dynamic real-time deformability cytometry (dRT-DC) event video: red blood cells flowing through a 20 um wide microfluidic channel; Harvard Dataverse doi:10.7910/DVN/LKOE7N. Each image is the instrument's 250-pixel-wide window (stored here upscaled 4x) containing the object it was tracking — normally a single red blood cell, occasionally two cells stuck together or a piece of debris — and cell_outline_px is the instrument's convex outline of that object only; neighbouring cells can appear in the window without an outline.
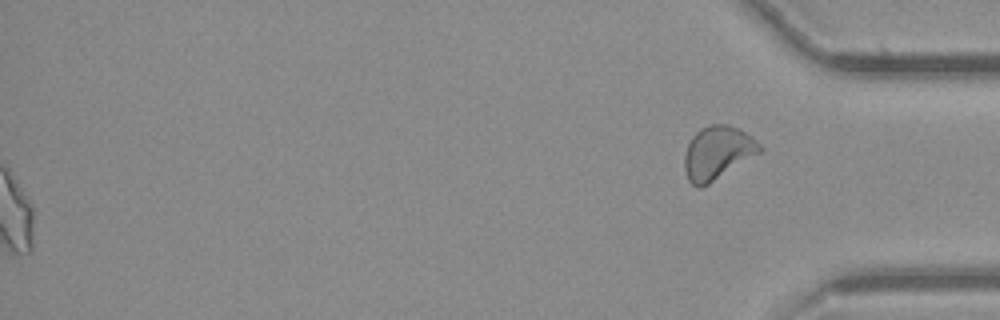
{"species": "common noctule bat (a hibernating species)", "species_latin": "Nyctalus noctula", "temperature_condition": "cold", "stored_images_in_passage": 54, "segment_of_instrument_passage": [2, 2], "camera_frame_rate_fps": 3000, "um_per_image_px": 0.085, "animal": {"sex": "female", "body_mass_g": 21.9}, "frame": {"image": 1, "passage_image": 54, "time_ms": 17.667, "image_size_px": [1000, 320], "cell_outline_px": [[764, 148], [760, 152], [708, 184], [700, 188], [692, 184], [688, 180], [684, 168], [684, 156], [688, 144], [692, 136], [700, 128], [712, 124], [728, 124], [752, 136]], "centroid_in_image_um": [60.97, 12.97], "position_along_channel_um": 374.2, "area_um2": 23.12}}